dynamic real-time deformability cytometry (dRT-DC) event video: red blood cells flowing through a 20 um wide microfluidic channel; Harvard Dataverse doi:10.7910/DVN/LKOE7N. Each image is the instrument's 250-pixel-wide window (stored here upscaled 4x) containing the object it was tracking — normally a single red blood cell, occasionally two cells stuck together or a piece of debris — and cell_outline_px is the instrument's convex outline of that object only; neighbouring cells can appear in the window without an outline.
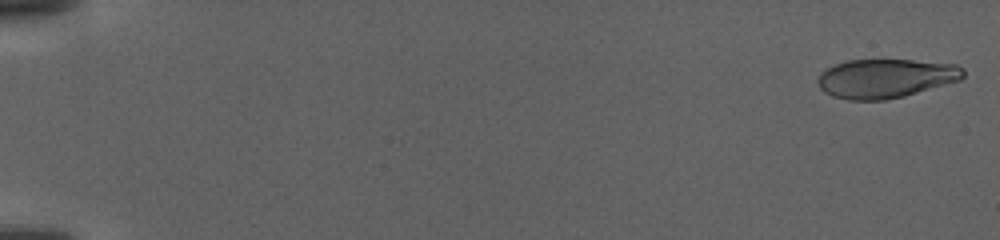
{"species": "human", "species_latin": "Homo sapiens", "temperature_condition": "warm", "stored_images_in_passage": 124, "camera_frame_rate_fps": 3000, "um_per_image_px": 0.085, "donor": {"sex": "female"}, "frame": {"image": 1, "passage_image": 3, "time_ms": 0.667, "image_size_px": [1000, 240], "cell_outline_px": [[964, 76], [960, 80], [904, 96], [884, 100], [848, 100], [832, 96], [824, 92], [820, 88], [816, 80], [820, 72], [836, 64], [848, 60], [912, 60], [956, 64], [964, 68]], "centroid_in_image_um": [75.26, 6.66], "position_along_channel_um": 9.7, "area_um2": 33.12}}
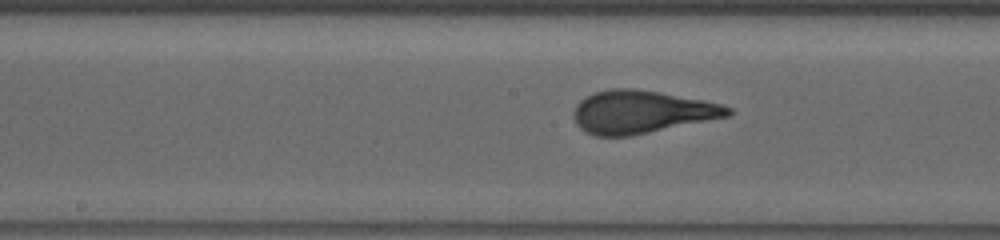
{"frame": {"image": 2, "passage_image": 68, "time_ms": 22.333, "image_size_px": [1000, 240], "cell_outline_px": [[732, 112], [728, 116], [632, 136], [596, 136], [584, 132], [576, 124], [572, 116], [572, 112], [576, 104], [584, 96], [608, 88], [636, 88], [660, 92], [704, 100], [720, 104], [732, 108]], "centroid_in_image_um": [54.46, 9.51], "position_along_channel_um": 193.7, "area_um2": 38.78}}
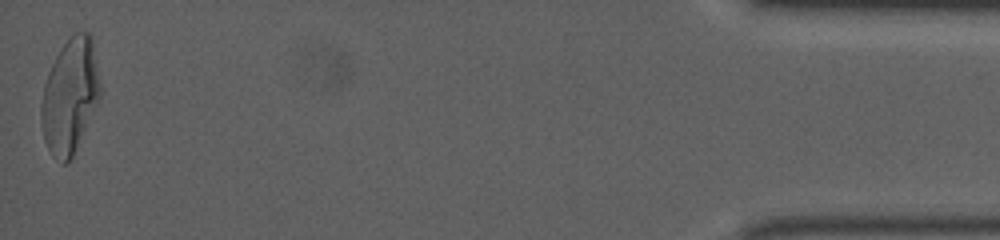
{"frame": {"image": 3, "passage_image": 123, "time_ms": 40.667, "image_size_px": [1000, 240], "cell_outline_px": [[100, 96], [72, 156], [68, 164], [60, 164], [52, 156], [44, 140], [40, 124], [40, 104], [44, 84], [48, 72], [60, 48], [76, 32], [88, 32], [92, 36], [100, 84]], "centroid_in_image_um": [5.91, 8.18], "position_along_channel_um": 429.3, "area_um2": 39.19}}